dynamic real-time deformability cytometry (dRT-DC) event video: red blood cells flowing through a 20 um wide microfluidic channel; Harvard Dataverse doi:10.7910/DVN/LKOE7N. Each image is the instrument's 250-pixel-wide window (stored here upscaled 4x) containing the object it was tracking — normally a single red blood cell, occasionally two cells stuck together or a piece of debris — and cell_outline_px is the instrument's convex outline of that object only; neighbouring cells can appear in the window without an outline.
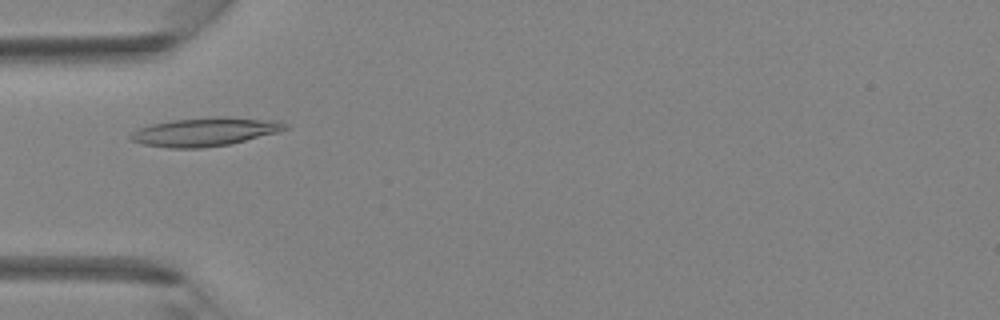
{"species": "Egyptian fruit bat (a non-hibernating species)", "species_latin": "Rousettus aegyptiacus", "temperature_condition": "room temperature", "stored_images_in_passage": 31, "camera_frame_rate_fps": 3000, "um_per_image_px": 0.085, "animal": {"sex": "female"}, "frame": {"image": 1, "passage_image": 3, "time_ms": 0.667, "image_size_px": [1000, 320], "cell_outline_px": [[288, 128], [276, 132], [228, 144], [200, 148], [168, 148], [140, 144], [132, 140], [128, 136], [132, 132], [140, 128], [152, 124], [172, 120], [216, 116], [220, 116], [280, 120], [288, 124]], "centroid_in_image_um": [17.41, 11.19], "position_along_channel_um": 67.6, "area_um2": 25.61}}
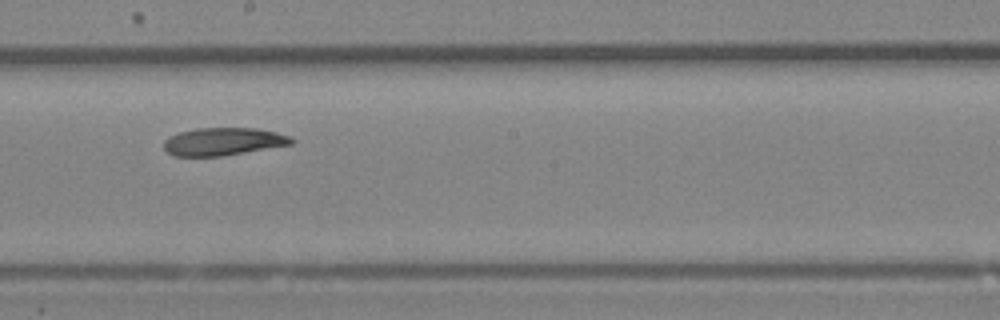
{"frame": {"image": 2, "passage_image": 13, "time_ms": 4.0, "image_size_px": [1000, 320], "cell_outline_px": [[296, 140], [292, 144], [220, 156], [172, 156], [164, 148], [164, 140], [168, 136], [180, 132], [196, 128], [256, 128], [276, 132], [288, 136]], "centroid_in_image_um": [18.94, 12.02], "position_along_channel_um": 229.3, "area_um2": 20.52}}
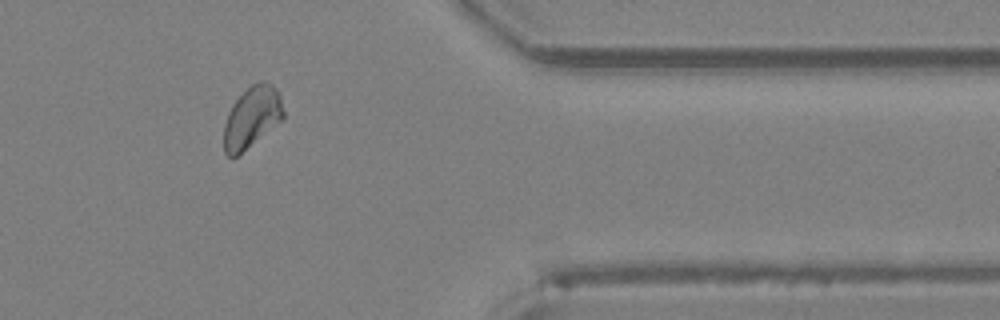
{"frame": {"image": 3, "passage_image": 24, "time_ms": 7.667, "image_size_px": [1000, 320], "cell_outline_px": [[284, 120], [236, 156], [228, 156], [224, 152], [224, 124], [228, 112], [232, 104], [252, 84], [264, 80], [272, 84], [280, 92], [284, 112]], "centroid_in_image_um": [21.44, 9.95], "position_along_channel_um": 390.0, "area_um2": 21.33}}